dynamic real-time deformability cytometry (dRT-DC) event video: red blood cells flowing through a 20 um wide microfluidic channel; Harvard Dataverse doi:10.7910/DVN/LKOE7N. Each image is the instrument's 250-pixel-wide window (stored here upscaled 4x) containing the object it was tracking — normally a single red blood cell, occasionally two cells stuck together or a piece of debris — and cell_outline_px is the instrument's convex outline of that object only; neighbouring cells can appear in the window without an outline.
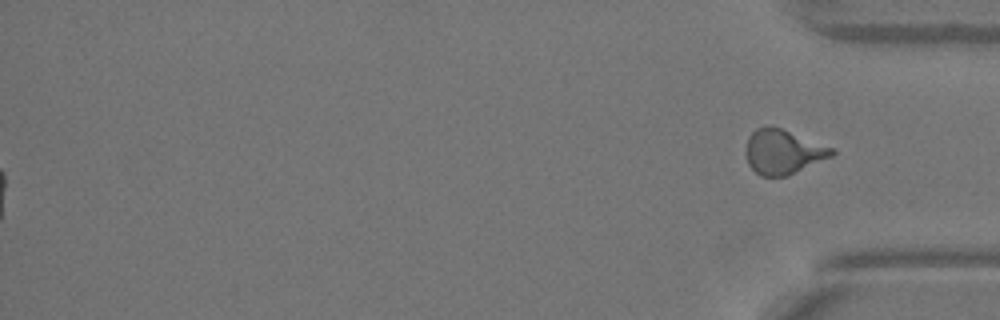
{"species": "Egyptian fruit bat (a non-hibernating species)", "species_latin": "Rousettus aegyptiacus", "temperature_condition": "warm", "stored_images_in_passage": 50, "segment_of_instrument_passage": [2, 2], "camera_frame_rate_fps": 3000, "um_per_image_px": 0.085, "animal": {"sex": "female"}, "frame": {"image": 1, "passage_image": 50, "time_ms": 16.333, "image_size_px": [1000, 320], "cell_outline_px": [[836, 152], [832, 156], [788, 176], [760, 176], [748, 164], [748, 136], [756, 128], [764, 124], [772, 124], [836, 148]], "centroid_in_image_um": [66.61, 12.86], "position_along_channel_um": 368.6, "area_um2": 22.6}}